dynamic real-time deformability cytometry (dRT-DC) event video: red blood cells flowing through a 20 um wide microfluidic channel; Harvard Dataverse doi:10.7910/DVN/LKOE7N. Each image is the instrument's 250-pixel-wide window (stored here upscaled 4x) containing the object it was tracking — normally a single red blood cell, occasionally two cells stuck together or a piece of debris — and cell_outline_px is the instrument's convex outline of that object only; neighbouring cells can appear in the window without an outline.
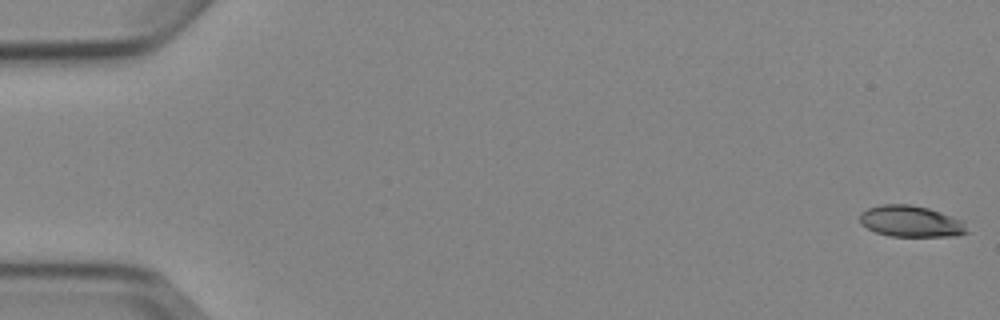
{"species": "Egyptian fruit bat (a non-hibernating species)", "species_latin": "Rousettus aegyptiacus", "temperature_condition": "cold", "stored_images_in_passage": 9, "camera_frame_rate_fps": 3000, "um_per_image_px": 0.085, "animal": {"sex": "female"}, "frame": {"image": 1, "passage_image": 1, "time_ms": 0.0, "image_size_px": [1000, 320], "cell_outline_px": [[968, 232], [956, 236], [892, 236], [876, 232], [860, 224], [860, 212], [868, 208], [880, 204], [908, 204], [928, 208], [964, 220]], "centroid_in_image_um": [77.43, 18.81], "position_along_channel_um": 7.6, "area_um2": 19.59}}
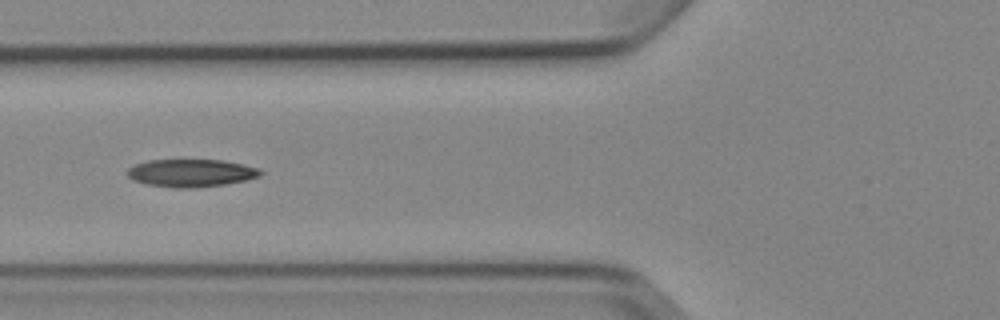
{"frame": {"image": 2, "passage_image": 6, "time_ms": 6.667, "image_size_px": [1000, 320], "cell_outline_px": [[264, 172], [260, 176], [244, 180], [224, 184], [196, 188], [176, 188], [148, 184], [132, 180], [128, 176], [128, 168], [136, 164], [148, 160], [224, 160], [244, 164], [260, 168]], "centroid_in_image_um": [16.27, 14.7], "position_along_channel_um": 109.5, "area_um2": 21.5}}
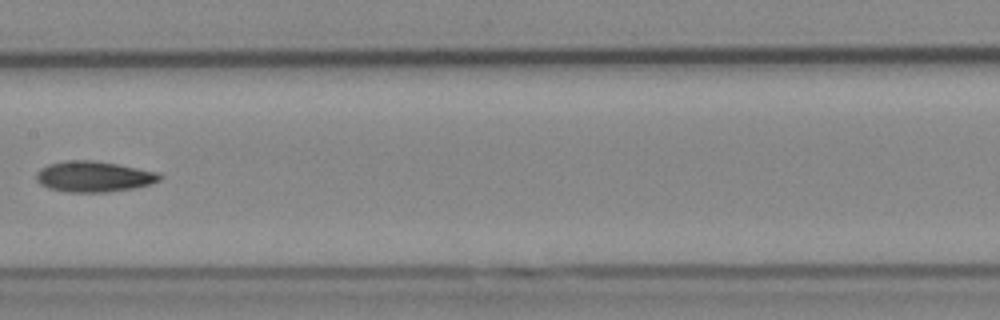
{"frame": {"image": 3, "passage_image": 8, "time_ms": 9.0, "image_size_px": [1000, 320], "cell_outline_px": [[164, 176], [160, 180], [148, 184], [132, 188], [104, 192], [68, 192], [48, 188], [40, 184], [36, 180], [36, 172], [40, 168], [48, 164], [64, 160], [92, 160], [116, 164], [160, 172]], "centroid_in_image_um": [7.94, 15.0], "position_along_channel_um": 199.5, "area_um2": 22.14}}